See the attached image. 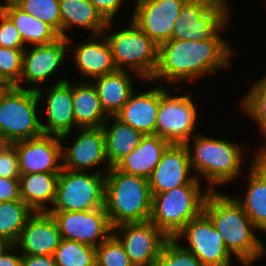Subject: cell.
Masks as SVG:
<instances>
[{
  "label": "cell",
  "instance_id": "1",
  "mask_svg": "<svg viewBox=\"0 0 266 266\" xmlns=\"http://www.w3.org/2000/svg\"><path fill=\"white\" fill-rule=\"evenodd\" d=\"M233 53L230 43L218 32L204 41L170 39L158 45V62L149 80L168 83L193 81L228 68Z\"/></svg>",
  "mask_w": 266,
  "mask_h": 266
},
{
  "label": "cell",
  "instance_id": "2",
  "mask_svg": "<svg viewBox=\"0 0 266 266\" xmlns=\"http://www.w3.org/2000/svg\"><path fill=\"white\" fill-rule=\"evenodd\" d=\"M204 213L223 236L227 250L242 265L251 266L266 254L264 243L253 232L257 228L232 196L211 191L204 204Z\"/></svg>",
  "mask_w": 266,
  "mask_h": 266
},
{
  "label": "cell",
  "instance_id": "3",
  "mask_svg": "<svg viewBox=\"0 0 266 266\" xmlns=\"http://www.w3.org/2000/svg\"><path fill=\"white\" fill-rule=\"evenodd\" d=\"M105 174L104 207L112 227L150 219L152 194L146 178L111 167Z\"/></svg>",
  "mask_w": 266,
  "mask_h": 266
},
{
  "label": "cell",
  "instance_id": "4",
  "mask_svg": "<svg viewBox=\"0 0 266 266\" xmlns=\"http://www.w3.org/2000/svg\"><path fill=\"white\" fill-rule=\"evenodd\" d=\"M195 135L192 136L193 150L190 149V142L186 143L191 169L197 172L194 176L208 180L211 191H216L214 186L217 184L224 185L237 179L243 171L241 146L223 139ZM199 173L202 176L199 177Z\"/></svg>",
  "mask_w": 266,
  "mask_h": 266
},
{
  "label": "cell",
  "instance_id": "5",
  "mask_svg": "<svg viewBox=\"0 0 266 266\" xmlns=\"http://www.w3.org/2000/svg\"><path fill=\"white\" fill-rule=\"evenodd\" d=\"M201 181L194 177L188 184L152 196L150 221L168 238L175 236L192 219L204 212V204L211 190L201 189Z\"/></svg>",
  "mask_w": 266,
  "mask_h": 266
},
{
  "label": "cell",
  "instance_id": "6",
  "mask_svg": "<svg viewBox=\"0 0 266 266\" xmlns=\"http://www.w3.org/2000/svg\"><path fill=\"white\" fill-rule=\"evenodd\" d=\"M43 91L41 88L11 86L0 98V134L11 143L43 135L37 106Z\"/></svg>",
  "mask_w": 266,
  "mask_h": 266
},
{
  "label": "cell",
  "instance_id": "7",
  "mask_svg": "<svg viewBox=\"0 0 266 266\" xmlns=\"http://www.w3.org/2000/svg\"><path fill=\"white\" fill-rule=\"evenodd\" d=\"M105 37L111 47L117 69L133 71L149 82L158 62V44L132 20L127 28Z\"/></svg>",
  "mask_w": 266,
  "mask_h": 266
},
{
  "label": "cell",
  "instance_id": "8",
  "mask_svg": "<svg viewBox=\"0 0 266 266\" xmlns=\"http://www.w3.org/2000/svg\"><path fill=\"white\" fill-rule=\"evenodd\" d=\"M96 171L62 169L59 174L56 198L48 211H89L104 207L105 174Z\"/></svg>",
  "mask_w": 266,
  "mask_h": 266
},
{
  "label": "cell",
  "instance_id": "9",
  "mask_svg": "<svg viewBox=\"0 0 266 266\" xmlns=\"http://www.w3.org/2000/svg\"><path fill=\"white\" fill-rule=\"evenodd\" d=\"M225 0H188L175 20L171 39L204 41L228 25Z\"/></svg>",
  "mask_w": 266,
  "mask_h": 266
},
{
  "label": "cell",
  "instance_id": "10",
  "mask_svg": "<svg viewBox=\"0 0 266 266\" xmlns=\"http://www.w3.org/2000/svg\"><path fill=\"white\" fill-rule=\"evenodd\" d=\"M161 85L156 135L170 144H186L195 134L198 110L188 93L173 96Z\"/></svg>",
  "mask_w": 266,
  "mask_h": 266
},
{
  "label": "cell",
  "instance_id": "11",
  "mask_svg": "<svg viewBox=\"0 0 266 266\" xmlns=\"http://www.w3.org/2000/svg\"><path fill=\"white\" fill-rule=\"evenodd\" d=\"M183 237L188 243L184 248L192 252L204 266H231L232 255L225 247L223 236L204 212L190 220L175 239Z\"/></svg>",
  "mask_w": 266,
  "mask_h": 266
},
{
  "label": "cell",
  "instance_id": "12",
  "mask_svg": "<svg viewBox=\"0 0 266 266\" xmlns=\"http://www.w3.org/2000/svg\"><path fill=\"white\" fill-rule=\"evenodd\" d=\"M55 219L61 237L93 247L99 246L112 233L113 227L105 207L89 211H48Z\"/></svg>",
  "mask_w": 266,
  "mask_h": 266
},
{
  "label": "cell",
  "instance_id": "13",
  "mask_svg": "<svg viewBox=\"0 0 266 266\" xmlns=\"http://www.w3.org/2000/svg\"><path fill=\"white\" fill-rule=\"evenodd\" d=\"M113 234L121 241L134 266H152L169 239L150 220L118 225L113 228Z\"/></svg>",
  "mask_w": 266,
  "mask_h": 266
},
{
  "label": "cell",
  "instance_id": "14",
  "mask_svg": "<svg viewBox=\"0 0 266 266\" xmlns=\"http://www.w3.org/2000/svg\"><path fill=\"white\" fill-rule=\"evenodd\" d=\"M62 143L59 136L46 134L12 143L18 155L20 174L60 173Z\"/></svg>",
  "mask_w": 266,
  "mask_h": 266
},
{
  "label": "cell",
  "instance_id": "15",
  "mask_svg": "<svg viewBox=\"0 0 266 266\" xmlns=\"http://www.w3.org/2000/svg\"><path fill=\"white\" fill-rule=\"evenodd\" d=\"M188 0H135L132 21L158 45L171 39L174 23Z\"/></svg>",
  "mask_w": 266,
  "mask_h": 266
},
{
  "label": "cell",
  "instance_id": "16",
  "mask_svg": "<svg viewBox=\"0 0 266 266\" xmlns=\"http://www.w3.org/2000/svg\"><path fill=\"white\" fill-rule=\"evenodd\" d=\"M70 36L64 38L60 36L57 40L49 44H43L25 48L23 52V63L21 79L27 84H31L30 89L37 90L35 85L42 84L48 77L55 74L66 56L67 47L71 43Z\"/></svg>",
  "mask_w": 266,
  "mask_h": 266
},
{
  "label": "cell",
  "instance_id": "17",
  "mask_svg": "<svg viewBox=\"0 0 266 266\" xmlns=\"http://www.w3.org/2000/svg\"><path fill=\"white\" fill-rule=\"evenodd\" d=\"M190 170L186 144H170L148 179L152 196L188 184L195 177Z\"/></svg>",
  "mask_w": 266,
  "mask_h": 266
},
{
  "label": "cell",
  "instance_id": "18",
  "mask_svg": "<svg viewBox=\"0 0 266 266\" xmlns=\"http://www.w3.org/2000/svg\"><path fill=\"white\" fill-rule=\"evenodd\" d=\"M59 227L48 212H34L14 245L22 255H54L61 242Z\"/></svg>",
  "mask_w": 266,
  "mask_h": 266
},
{
  "label": "cell",
  "instance_id": "19",
  "mask_svg": "<svg viewBox=\"0 0 266 266\" xmlns=\"http://www.w3.org/2000/svg\"><path fill=\"white\" fill-rule=\"evenodd\" d=\"M50 88V89H49ZM46 93V125L41 121L42 131L46 135L59 136L64 140L71 134L75 126L73 111V84L68 80L57 81Z\"/></svg>",
  "mask_w": 266,
  "mask_h": 266
},
{
  "label": "cell",
  "instance_id": "20",
  "mask_svg": "<svg viewBox=\"0 0 266 266\" xmlns=\"http://www.w3.org/2000/svg\"><path fill=\"white\" fill-rule=\"evenodd\" d=\"M71 147L62 144V168L72 171H87L95 165L107 162L105 136L100 128H81ZM65 149L67 151H65Z\"/></svg>",
  "mask_w": 266,
  "mask_h": 266
},
{
  "label": "cell",
  "instance_id": "21",
  "mask_svg": "<svg viewBox=\"0 0 266 266\" xmlns=\"http://www.w3.org/2000/svg\"><path fill=\"white\" fill-rule=\"evenodd\" d=\"M111 24L112 22H107L103 34L90 35L88 41L75 45V51L70 49L74 53L72 57L74 56L76 68L82 76L88 79L90 77L89 80L118 70L114 64L111 47L105 37L108 33L106 31H110Z\"/></svg>",
  "mask_w": 266,
  "mask_h": 266
},
{
  "label": "cell",
  "instance_id": "22",
  "mask_svg": "<svg viewBox=\"0 0 266 266\" xmlns=\"http://www.w3.org/2000/svg\"><path fill=\"white\" fill-rule=\"evenodd\" d=\"M244 198L234 197L257 230L266 232V155L257 151L253 158Z\"/></svg>",
  "mask_w": 266,
  "mask_h": 266
},
{
  "label": "cell",
  "instance_id": "23",
  "mask_svg": "<svg viewBox=\"0 0 266 266\" xmlns=\"http://www.w3.org/2000/svg\"><path fill=\"white\" fill-rule=\"evenodd\" d=\"M133 92L116 117L123 123L142 132L156 134V122L160 105V86L141 93ZM136 95V96H135Z\"/></svg>",
  "mask_w": 266,
  "mask_h": 266
},
{
  "label": "cell",
  "instance_id": "24",
  "mask_svg": "<svg viewBox=\"0 0 266 266\" xmlns=\"http://www.w3.org/2000/svg\"><path fill=\"white\" fill-rule=\"evenodd\" d=\"M169 145L168 141L156 134L144 135L140 144L114 167L125 173L149 179Z\"/></svg>",
  "mask_w": 266,
  "mask_h": 266
},
{
  "label": "cell",
  "instance_id": "25",
  "mask_svg": "<svg viewBox=\"0 0 266 266\" xmlns=\"http://www.w3.org/2000/svg\"><path fill=\"white\" fill-rule=\"evenodd\" d=\"M132 76L143 80L136 73L130 75L128 70H117L92 80L102 109L108 117L116 116L134 92Z\"/></svg>",
  "mask_w": 266,
  "mask_h": 266
},
{
  "label": "cell",
  "instance_id": "26",
  "mask_svg": "<svg viewBox=\"0 0 266 266\" xmlns=\"http://www.w3.org/2000/svg\"><path fill=\"white\" fill-rule=\"evenodd\" d=\"M109 116L102 125L105 136L106 157L108 160L107 171L114 167L123 157L130 154L139 144L144 134L128 124L123 123L116 116Z\"/></svg>",
  "mask_w": 266,
  "mask_h": 266
},
{
  "label": "cell",
  "instance_id": "27",
  "mask_svg": "<svg viewBox=\"0 0 266 266\" xmlns=\"http://www.w3.org/2000/svg\"><path fill=\"white\" fill-rule=\"evenodd\" d=\"M61 36L68 38L66 30L80 26L91 30V35L103 34L107 21L89 0H59Z\"/></svg>",
  "mask_w": 266,
  "mask_h": 266
},
{
  "label": "cell",
  "instance_id": "28",
  "mask_svg": "<svg viewBox=\"0 0 266 266\" xmlns=\"http://www.w3.org/2000/svg\"><path fill=\"white\" fill-rule=\"evenodd\" d=\"M73 111L75 127L100 128L108 116L102 109L100 99L92 81L73 84Z\"/></svg>",
  "mask_w": 266,
  "mask_h": 266
},
{
  "label": "cell",
  "instance_id": "29",
  "mask_svg": "<svg viewBox=\"0 0 266 266\" xmlns=\"http://www.w3.org/2000/svg\"><path fill=\"white\" fill-rule=\"evenodd\" d=\"M60 173L21 174L19 178L21 199L34 211L45 212L53 206Z\"/></svg>",
  "mask_w": 266,
  "mask_h": 266
},
{
  "label": "cell",
  "instance_id": "30",
  "mask_svg": "<svg viewBox=\"0 0 266 266\" xmlns=\"http://www.w3.org/2000/svg\"><path fill=\"white\" fill-rule=\"evenodd\" d=\"M15 24L26 46L49 44L57 40L60 35L47 23L26 13L17 5H9L1 9Z\"/></svg>",
  "mask_w": 266,
  "mask_h": 266
},
{
  "label": "cell",
  "instance_id": "31",
  "mask_svg": "<svg viewBox=\"0 0 266 266\" xmlns=\"http://www.w3.org/2000/svg\"><path fill=\"white\" fill-rule=\"evenodd\" d=\"M33 213L22 199L0 202V237L14 244Z\"/></svg>",
  "mask_w": 266,
  "mask_h": 266
},
{
  "label": "cell",
  "instance_id": "32",
  "mask_svg": "<svg viewBox=\"0 0 266 266\" xmlns=\"http://www.w3.org/2000/svg\"><path fill=\"white\" fill-rule=\"evenodd\" d=\"M54 259L57 266H96V248L62 238Z\"/></svg>",
  "mask_w": 266,
  "mask_h": 266
},
{
  "label": "cell",
  "instance_id": "33",
  "mask_svg": "<svg viewBox=\"0 0 266 266\" xmlns=\"http://www.w3.org/2000/svg\"><path fill=\"white\" fill-rule=\"evenodd\" d=\"M245 94L242 98V108L257 125L259 124L262 135L266 138V76L255 82ZM259 153L266 155V145L260 148Z\"/></svg>",
  "mask_w": 266,
  "mask_h": 266
},
{
  "label": "cell",
  "instance_id": "34",
  "mask_svg": "<svg viewBox=\"0 0 266 266\" xmlns=\"http://www.w3.org/2000/svg\"><path fill=\"white\" fill-rule=\"evenodd\" d=\"M16 5L31 16L47 23L61 36L59 0H19Z\"/></svg>",
  "mask_w": 266,
  "mask_h": 266
},
{
  "label": "cell",
  "instance_id": "35",
  "mask_svg": "<svg viewBox=\"0 0 266 266\" xmlns=\"http://www.w3.org/2000/svg\"><path fill=\"white\" fill-rule=\"evenodd\" d=\"M152 266H204L200 260L184 246H180L178 240L169 238Z\"/></svg>",
  "mask_w": 266,
  "mask_h": 266
},
{
  "label": "cell",
  "instance_id": "36",
  "mask_svg": "<svg viewBox=\"0 0 266 266\" xmlns=\"http://www.w3.org/2000/svg\"><path fill=\"white\" fill-rule=\"evenodd\" d=\"M96 266H134L121 243L112 233L96 247Z\"/></svg>",
  "mask_w": 266,
  "mask_h": 266
},
{
  "label": "cell",
  "instance_id": "37",
  "mask_svg": "<svg viewBox=\"0 0 266 266\" xmlns=\"http://www.w3.org/2000/svg\"><path fill=\"white\" fill-rule=\"evenodd\" d=\"M24 50L0 47V74L11 86L19 88H23L20 79Z\"/></svg>",
  "mask_w": 266,
  "mask_h": 266
},
{
  "label": "cell",
  "instance_id": "38",
  "mask_svg": "<svg viewBox=\"0 0 266 266\" xmlns=\"http://www.w3.org/2000/svg\"><path fill=\"white\" fill-rule=\"evenodd\" d=\"M0 47L27 48L23 43L19 30L2 10H0Z\"/></svg>",
  "mask_w": 266,
  "mask_h": 266
},
{
  "label": "cell",
  "instance_id": "39",
  "mask_svg": "<svg viewBox=\"0 0 266 266\" xmlns=\"http://www.w3.org/2000/svg\"><path fill=\"white\" fill-rule=\"evenodd\" d=\"M0 176L10 179H19L21 176L18 155L13 144L0 155Z\"/></svg>",
  "mask_w": 266,
  "mask_h": 266
},
{
  "label": "cell",
  "instance_id": "40",
  "mask_svg": "<svg viewBox=\"0 0 266 266\" xmlns=\"http://www.w3.org/2000/svg\"><path fill=\"white\" fill-rule=\"evenodd\" d=\"M19 200H21L19 179H10L0 176V202Z\"/></svg>",
  "mask_w": 266,
  "mask_h": 266
},
{
  "label": "cell",
  "instance_id": "41",
  "mask_svg": "<svg viewBox=\"0 0 266 266\" xmlns=\"http://www.w3.org/2000/svg\"><path fill=\"white\" fill-rule=\"evenodd\" d=\"M107 22H112L124 0H89Z\"/></svg>",
  "mask_w": 266,
  "mask_h": 266
},
{
  "label": "cell",
  "instance_id": "42",
  "mask_svg": "<svg viewBox=\"0 0 266 266\" xmlns=\"http://www.w3.org/2000/svg\"><path fill=\"white\" fill-rule=\"evenodd\" d=\"M22 266H57L54 255H22Z\"/></svg>",
  "mask_w": 266,
  "mask_h": 266
},
{
  "label": "cell",
  "instance_id": "43",
  "mask_svg": "<svg viewBox=\"0 0 266 266\" xmlns=\"http://www.w3.org/2000/svg\"><path fill=\"white\" fill-rule=\"evenodd\" d=\"M17 250V247L14 244H11L0 255V266H22V254L18 255Z\"/></svg>",
  "mask_w": 266,
  "mask_h": 266
},
{
  "label": "cell",
  "instance_id": "44",
  "mask_svg": "<svg viewBox=\"0 0 266 266\" xmlns=\"http://www.w3.org/2000/svg\"><path fill=\"white\" fill-rule=\"evenodd\" d=\"M11 145L12 143L0 134V155Z\"/></svg>",
  "mask_w": 266,
  "mask_h": 266
},
{
  "label": "cell",
  "instance_id": "45",
  "mask_svg": "<svg viewBox=\"0 0 266 266\" xmlns=\"http://www.w3.org/2000/svg\"><path fill=\"white\" fill-rule=\"evenodd\" d=\"M11 245L5 238L0 237V255Z\"/></svg>",
  "mask_w": 266,
  "mask_h": 266
},
{
  "label": "cell",
  "instance_id": "46",
  "mask_svg": "<svg viewBox=\"0 0 266 266\" xmlns=\"http://www.w3.org/2000/svg\"><path fill=\"white\" fill-rule=\"evenodd\" d=\"M11 85L0 74V89H9Z\"/></svg>",
  "mask_w": 266,
  "mask_h": 266
},
{
  "label": "cell",
  "instance_id": "47",
  "mask_svg": "<svg viewBox=\"0 0 266 266\" xmlns=\"http://www.w3.org/2000/svg\"><path fill=\"white\" fill-rule=\"evenodd\" d=\"M19 0H5V4H0V10L3 7L9 6V5H16Z\"/></svg>",
  "mask_w": 266,
  "mask_h": 266
},
{
  "label": "cell",
  "instance_id": "48",
  "mask_svg": "<svg viewBox=\"0 0 266 266\" xmlns=\"http://www.w3.org/2000/svg\"><path fill=\"white\" fill-rule=\"evenodd\" d=\"M6 90H8V89H0V98H1L2 94L4 93V91H6Z\"/></svg>",
  "mask_w": 266,
  "mask_h": 266
}]
</instances>
